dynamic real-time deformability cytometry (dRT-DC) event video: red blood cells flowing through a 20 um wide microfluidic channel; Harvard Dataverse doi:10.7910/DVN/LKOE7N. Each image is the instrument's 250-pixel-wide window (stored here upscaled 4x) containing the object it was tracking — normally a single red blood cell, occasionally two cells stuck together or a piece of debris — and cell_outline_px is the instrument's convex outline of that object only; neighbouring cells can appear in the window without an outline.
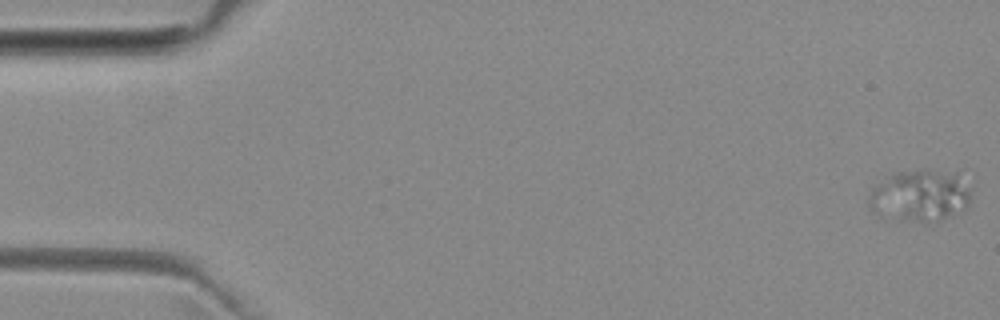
{"species": "common noctule bat (a hibernating species)", "species_latin": "Nyctalus noctula", "temperature_condition": "room temperature", "stored_images_in_passage": 5, "camera_frame_rate_fps": 3000, "um_per_image_px": 0.085, "animal": {"sex": "female", "body_mass_g": 29.2, "forearm_length_mm": 56.3}, "frame": {"image": 1, "passage_image": 1, "time_ms": 0.0, "image_size_px": [1000, 320], "cell_outline_px": [[968, 204], [964, 208], [940, 220], [916, 220], [876, 212], [868, 204], [872, 188], [896, 172], [924, 168], [956, 172], [968, 188]], "centroid_in_image_um": [78.22, 16.55], "position_along_channel_um": 6.8, "area_um2": 29.48}}
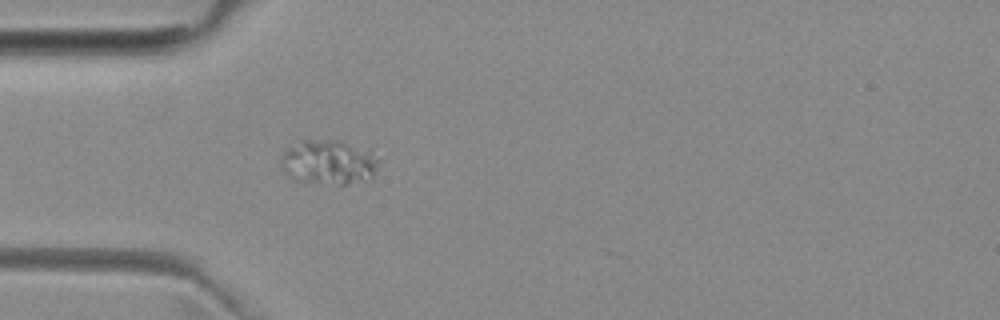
{"frame": {"image": 2, "passage_image": 5, "time_ms": 5.0, "image_size_px": [1000, 320], "cell_outline_px": [[376, 164], [372, 176], [344, 184], [340, 184], [292, 180], [284, 172], [280, 164], [280, 160], [284, 152], [288, 148], [300, 140], [340, 140], [376, 160]], "centroid_in_image_um": [27.74, 13.8], "position_along_channel_um": 57.3, "area_um2": 23.99}}